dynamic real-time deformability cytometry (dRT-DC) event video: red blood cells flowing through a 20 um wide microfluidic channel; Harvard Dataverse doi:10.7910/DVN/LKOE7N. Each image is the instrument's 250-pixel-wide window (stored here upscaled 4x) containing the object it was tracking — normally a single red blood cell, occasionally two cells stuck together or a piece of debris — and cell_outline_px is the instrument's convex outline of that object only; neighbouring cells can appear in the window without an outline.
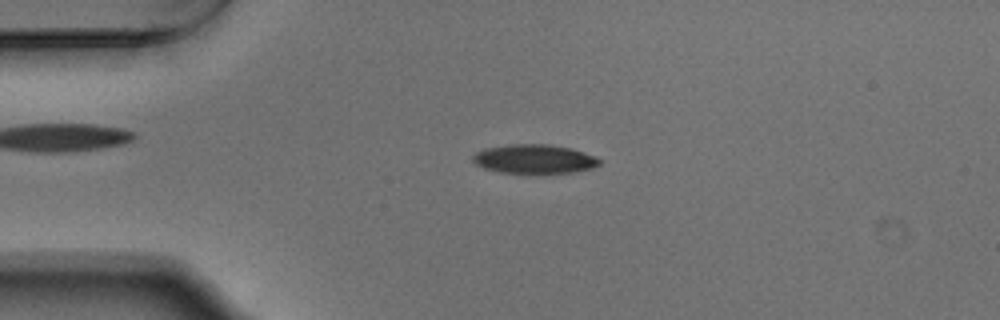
{"species": "Egyptian fruit bat (a non-hibernating species)", "species_latin": "Rousettus aegyptiacus", "temperature_condition": "warm", "stored_images_in_passage": 47, "camera_frame_rate_fps": 3000, "um_per_image_px": 0.085, "animal": {"sex": "male"}, "frame": {"image": 1, "passage_image": 6, "time_ms": 1.667, "image_size_px": [1000, 320], "cell_outline_px": [[604, 160], [600, 164], [592, 168], [572, 172], [536, 176], [500, 172], [484, 168], [476, 164], [472, 160], [472, 156], [476, 152], [484, 148], [512, 144], [548, 144], [572, 148], [596, 156]], "centroid_in_image_um": [45.45, 13.55], "position_along_channel_um": 39.5, "area_um2": 22.37}}
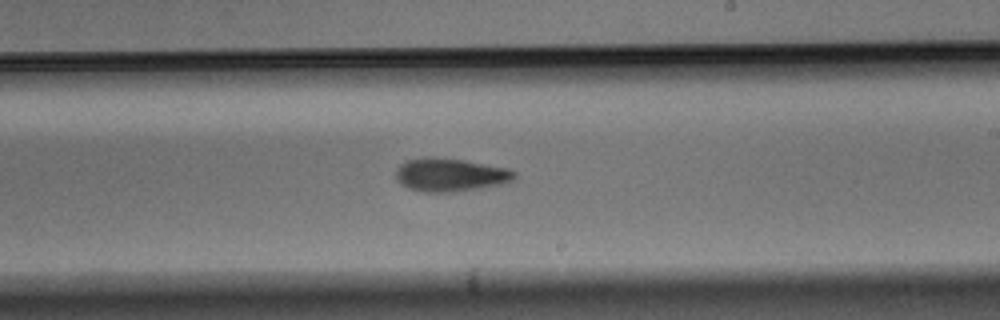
{"frame": {"image": 2, "passage_image": 25, "time_ms": 8.0, "image_size_px": [1000, 320], "cell_outline_px": [[516, 180], [508, 184], [456, 192], [424, 192], [408, 188], [400, 184], [396, 180], [396, 168], [400, 164], [408, 160], [424, 156], [428, 156], [464, 160], [508, 168], [516, 172]], "centroid_in_image_um": [38.31, 14.87], "position_along_channel_um": 250.7, "area_um2": 23.52}}
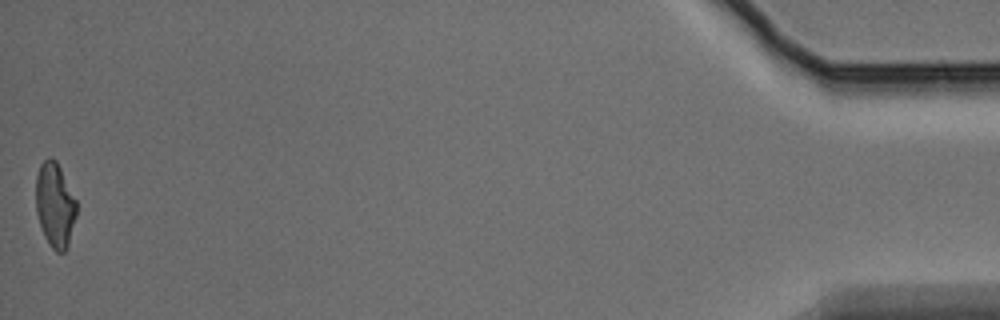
{"frame": {"image": 3, "passage_image": 47, "time_ms": 15.333, "image_size_px": [1000, 320], "cell_outline_px": [[76, 216], [68, 244], [64, 252], [56, 252], [48, 244], [44, 236], [36, 212], [36, 176], [40, 164], [48, 156], [52, 156], [56, 160], [76, 200]], "centroid_in_image_um": [4.65, 17.41], "position_along_channel_um": 430.5, "area_um2": 20.0}, "authors_computed_cell_mechanics": {"area_um2": 21.7906, "velocity_mm_per_s": 3.7633, "shape_relaxation_time_tau1_ms": 6.0512, "shape_relaxation_time_tau2_ms": 5.2039, "deformation_change_tau1": 0.1831, "deformation_change_tau2": 0.1379}}